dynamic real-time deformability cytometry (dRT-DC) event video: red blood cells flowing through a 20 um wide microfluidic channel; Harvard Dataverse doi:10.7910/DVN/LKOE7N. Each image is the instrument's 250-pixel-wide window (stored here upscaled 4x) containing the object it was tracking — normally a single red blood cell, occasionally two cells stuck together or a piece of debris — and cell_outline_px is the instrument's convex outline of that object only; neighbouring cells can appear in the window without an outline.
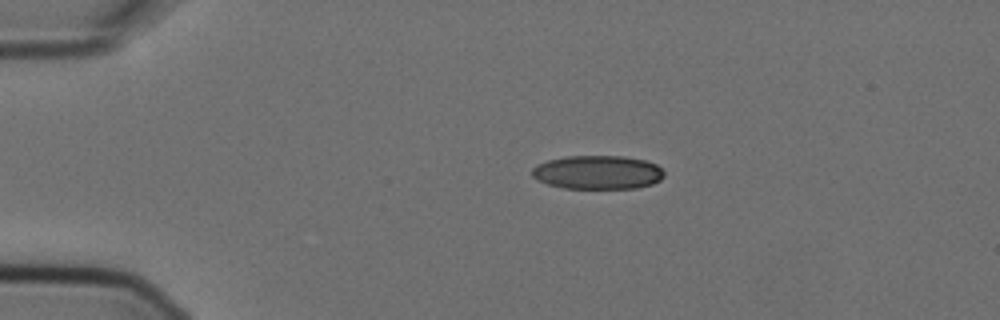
{"species": "Egyptian fruit bat (a non-hibernating species)", "species_latin": "Rousettus aegyptiacus", "temperature_condition": "cold", "stored_images_in_passage": 3, "camera_frame_rate_fps": 3000, "um_per_image_px": 0.085, "animal": {"sex": "female"}, "frame": {"image": 1, "passage_image": 1, "time_ms": 0.0, "image_size_px": [1000, 320], "cell_outline_px": [[664, 176], [660, 180], [652, 184], [636, 188], [564, 188], [548, 184], [536, 180], [532, 176], [532, 168], [536, 164], [548, 160], [564, 156], [624, 156], [644, 160], [656, 164], [664, 172]], "centroid_in_image_um": [50.78, 14.64], "position_along_channel_um": 34.2, "area_um2": 26.07}}
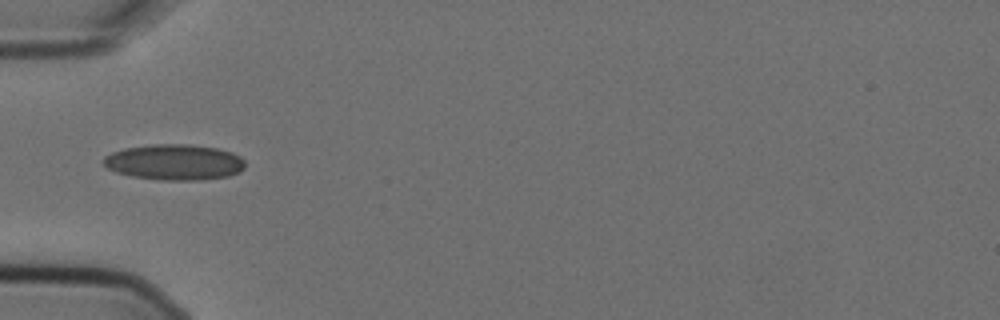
{"frame": {"image": 2, "passage_image": 3, "time_ms": 0.667, "image_size_px": [1000, 320], "cell_outline_px": [[244, 168], [240, 172], [228, 176], [204, 180], [156, 180], [132, 176], [116, 172], [108, 168], [104, 164], [104, 156], [112, 152], [124, 148], [156, 144], [188, 144], [216, 148], [232, 152], [240, 156], [244, 160]], "centroid_in_image_um": [14.84, 13.79], "position_along_channel_um": 70.2, "area_um2": 29.59}}